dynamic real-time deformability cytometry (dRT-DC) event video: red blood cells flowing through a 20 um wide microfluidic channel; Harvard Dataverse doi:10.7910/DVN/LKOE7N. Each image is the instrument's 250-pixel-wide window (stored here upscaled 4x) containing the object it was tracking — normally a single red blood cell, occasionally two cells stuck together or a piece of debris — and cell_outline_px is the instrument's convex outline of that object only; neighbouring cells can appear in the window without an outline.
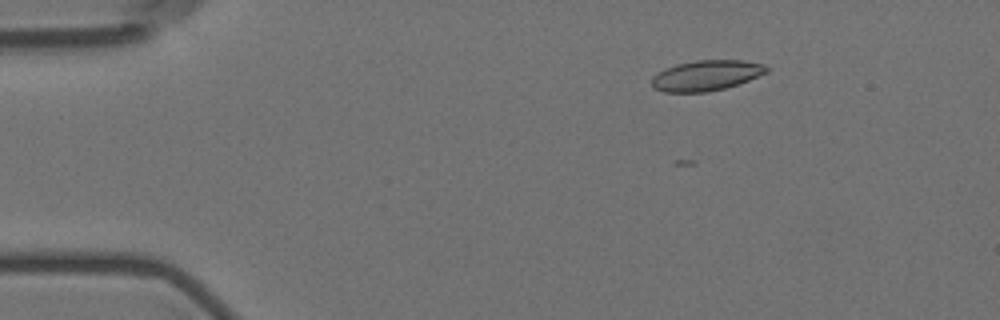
{"species": "Egyptian fruit bat (a non-hibernating species)", "species_latin": "Rousettus aegyptiacus", "temperature_condition": "room temperature", "stored_images_in_passage": 5, "camera_frame_rate_fps": 3000, "um_per_image_px": 0.085, "animal": {"sex": "female"}, "frame": {"image": 1, "passage_image": 2, "time_ms": 2.0, "image_size_px": [1000, 320], "cell_outline_px": [[768, 72], [748, 80], [724, 88], [708, 92], [664, 92], [652, 88], [652, 76], [664, 68], [676, 64], [696, 60], [744, 60], [764, 64], [768, 68]], "centroid_in_image_um": [60.0, 6.41], "position_along_channel_um": 25.0, "area_um2": 20.4}}